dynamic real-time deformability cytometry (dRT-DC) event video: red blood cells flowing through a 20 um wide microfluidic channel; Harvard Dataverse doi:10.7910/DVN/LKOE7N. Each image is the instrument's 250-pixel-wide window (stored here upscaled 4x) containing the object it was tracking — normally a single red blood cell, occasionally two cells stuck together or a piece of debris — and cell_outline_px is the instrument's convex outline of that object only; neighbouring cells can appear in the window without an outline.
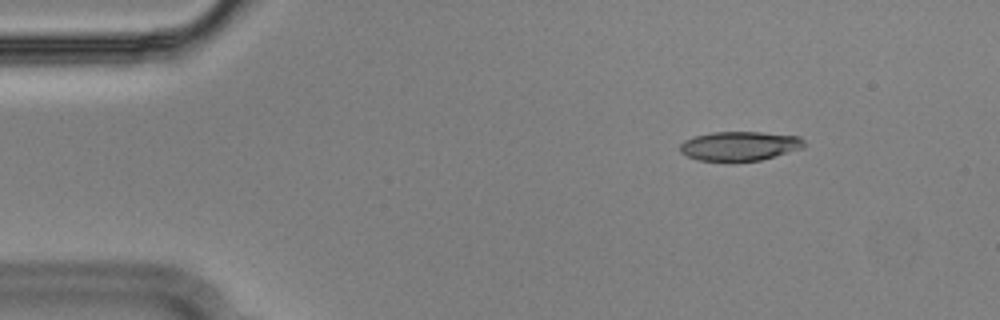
{"species": "Egyptian fruit bat (a non-hibernating species)", "species_latin": "Rousettus aegyptiacus", "temperature_condition": "cold", "stored_images_in_passage": 50, "camera_frame_rate_fps": 3000, "um_per_image_px": 0.085, "animal": {"sex": "male"}, "frame": {"image": 1, "passage_image": 2, "time_ms": 0.333, "image_size_px": [1000, 320], "cell_outline_px": [[804, 148], [776, 156], [760, 160], [732, 164], [700, 160], [688, 156], [680, 152], [680, 144], [684, 140], [696, 136], [712, 132], [760, 132], [800, 136], [804, 140]], "centroid_in_image_um": [62.87, 12.45], "position_along_channel_um": 22.1, "area_um2": 21.79}}
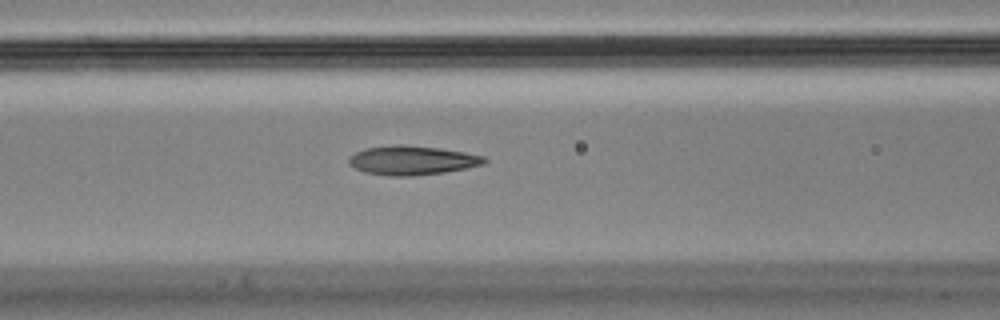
{"frame": {"image": 2, "passage_image": 17, "time_ms": 5.333, "image_size_px": [1000, 320], "cell_outline_px": [[488, 160], [484, 164], [468, 168], [444, 172], [412, 176], [388, 176], [364, 172], [348, 164], [348, 156], [364, 148], [400, 144], [440, 148], [464, 152], [484, 156]], "centroid_in_image_um": [35.02, 13.63], "position_along_channel_um": 131.6, "area_um2": 23.12}}
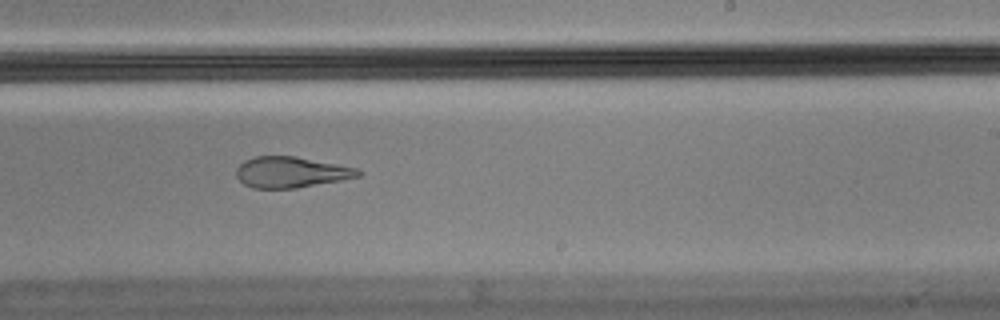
{"frame": {"image": 3, "passage_image": 28, "time_ms": 9.0, "image_size_px": [1000, 320], "cell_outline_px": [[364, 172], [360, 176], [340, 180], [296, 188], [252, 188], [244, 184], [236, 176], [236, 168], [244, 160], [256, 156], [296, 156], [356, 168]], "centroid_in_image_um": [24.72, 14.63], "position_along_channel_um": 264.3, "area_um2": 21.85}, "authors_computed_cell_mechanics": {"area_um2": 22.5998, "velocity_mm_per_s": 3.6293, "shape_relaxation_time_tau1_ms": null, "shape_relaxation_time_tau2_ms": 2.5672, "deformation_change_tau1": null, "deformation_change_tau2": 0.0974}}